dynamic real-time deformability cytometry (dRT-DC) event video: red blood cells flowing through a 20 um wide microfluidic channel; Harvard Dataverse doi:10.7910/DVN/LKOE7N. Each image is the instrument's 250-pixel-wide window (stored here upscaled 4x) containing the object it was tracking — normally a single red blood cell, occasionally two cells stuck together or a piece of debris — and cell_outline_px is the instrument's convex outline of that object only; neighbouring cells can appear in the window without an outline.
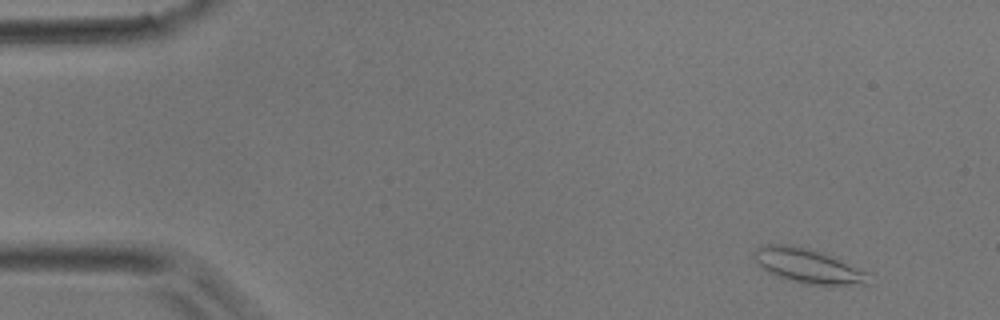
{"species": "common noctule bat (a hibernating species)", "species_latin": "Nyctalus noctula", "temperature_condition": "room temperature", "stored_images_in_passage": 5, "camera_frame_rate_fps": 3000, "um_per_image_px": 0.085, "animal": {"sex": "male", "body_mass_g": 17.9}, "frame": {"image": 1, "passage_image": 1, "time_ms": 0.0, "image_size_px": [1000, 320], "cell_outline_px": [[872, 284], [804, 284], [788, 280], [768, 272], [760, 268], [752, 256], [752, 252], [756, 248], [764, 244], [792, 244], [808, 248], [832, 256], [864, 272]], "centroid_in_image_um": [68.55, 22.58], "position_along_channel_um": 16.5, "area_um2": 22.72}}
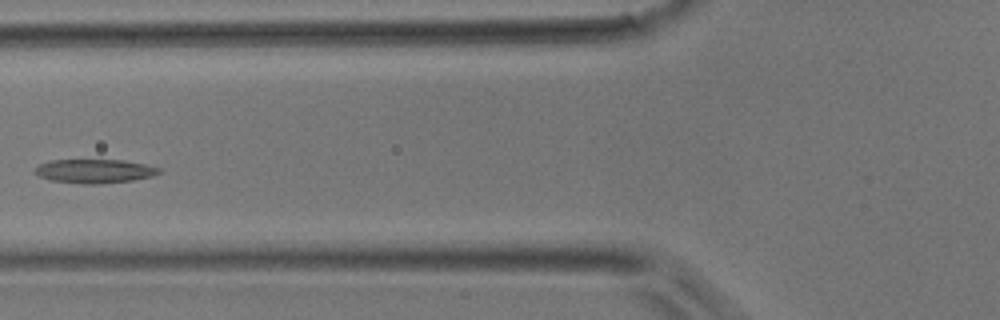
{"frame": {"image": 2, "passage_image": 5, "time_ms": 1.333, "image_size_px": [1000, 320], "cell_outline_px": [[160, 172], [152, 176], [132, 180], [96, 184], [84, 184], [48, 180], [40, 176], [36, 172], [36, 168], [40, 164], [52, 160], [124, 160], [144, 164], [160, 168]], "centroid_in_image_um": [8.04, 14.54], "position_along_channel_um": 117.8, "area_um2": 17.05}}